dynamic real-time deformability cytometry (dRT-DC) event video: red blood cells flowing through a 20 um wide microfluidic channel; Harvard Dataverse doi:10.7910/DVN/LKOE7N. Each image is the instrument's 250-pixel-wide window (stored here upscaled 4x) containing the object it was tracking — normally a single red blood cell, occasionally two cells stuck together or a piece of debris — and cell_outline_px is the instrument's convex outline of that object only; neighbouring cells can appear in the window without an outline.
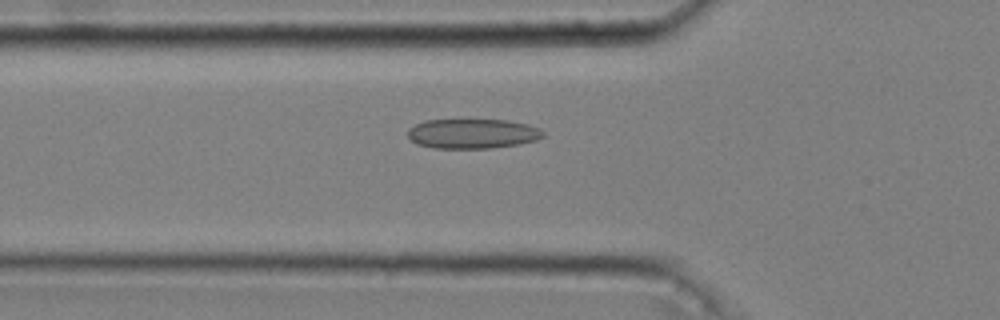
{"species": "common noctule bat (a hibernating species)", "species_latin": "Nyctalus noctula", "temperature_condition": "cold", "stored_images_in_passage": 47, "camera_frame_rate_fps": 3000, "um_per_image_px": 0.085, "animal": {"sex": "male", "body_mass_g": 20.4}, "frame": {"image": 1, "passage_image": 18, "time_ms": 5.667, "image_size_px": [1000, 320], "cell_outline_px": [[544, 136], [536, 140], [516, 144], [492, 148], [432, 148], [416, 144], [408, 136], [408, 128], [424, 120], [508, 120], [528, 124], [540, 128], [544, 132]], "centroid_in_image_um": [40.16, 11.36], "position_along_channel_um": 85.6, "area_um2": 23.47}}
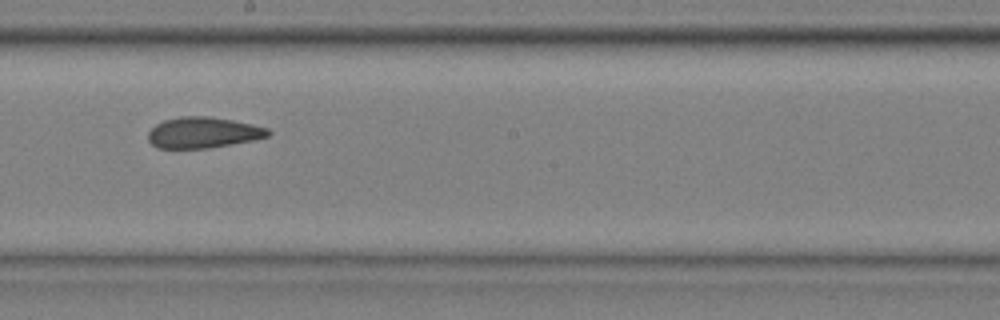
{"frame": {"image": 2, "passage_image": 30, "time_ms": 9.667, "image_size_px": [1000, 320], "cell_outline_px": [[272, 132], [268, 136], [256, 140], [208, 148], [156, 148], [148, 140], [148, 132], [156, 124], [164, 120], [180, 116], [208, 116], [232, 120], [252, 124], [268, 128]], "centroid_in_image_um": [17.28, 11.27], "position_along_channel_um": 230.9, "area_um2": 21.73}}
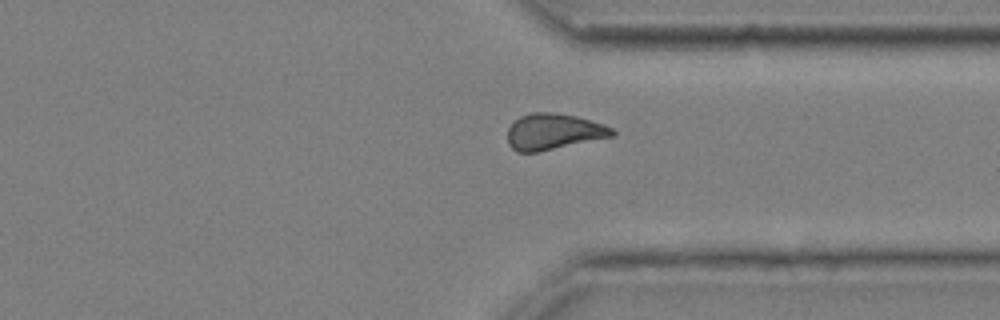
{"frame": {"image": 3, "passage_image": 41, "time_ms": 13.333, "image_size_px": [1000, 320], "cell_outline_px": [[616, 136], [540, 152], [516, 152], [508, 144], [508, 128], [520, 116], [532, 112], [552, 112], [576, 116], [604, 124], [612, 128], [616, 132]], "centroid_in_image_um": [47.08, 11.2], "position_along_channel_um": 364.3, "area_um2": 22.25}, "authors_computed_cell_mechanics": {"area_um2": 22.4264, "velocity_mm_per_s": 3.629, "shape_relaxation_time_tau1_ms": null, "shape_relaxation_time_tau2_ms": 3.5377, "deformation_change_tau1": null, "deformation_change_tau2": 0.0993}}